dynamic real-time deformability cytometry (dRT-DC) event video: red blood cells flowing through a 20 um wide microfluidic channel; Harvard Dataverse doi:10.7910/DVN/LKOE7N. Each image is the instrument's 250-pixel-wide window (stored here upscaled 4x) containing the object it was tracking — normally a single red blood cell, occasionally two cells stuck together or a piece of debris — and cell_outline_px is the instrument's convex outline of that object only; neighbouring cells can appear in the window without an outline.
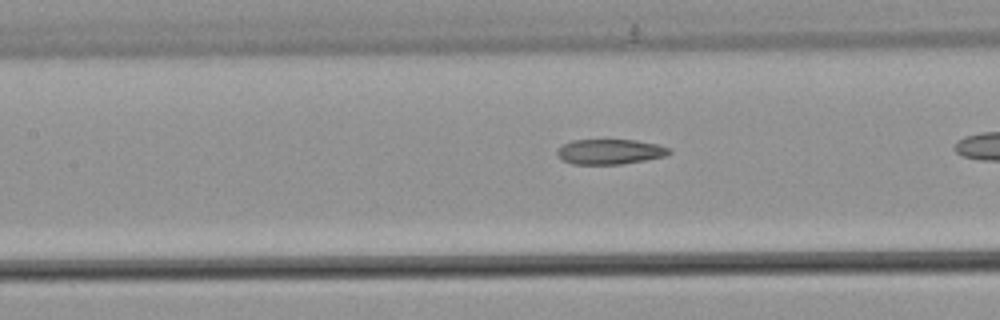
{"species": "common noctule bat (a hibernating species)", "species_latin": "Nyctalus noctula", "temperature_condition": "warm", "stored_images_in_passage": 18, "camera_frame_rate_fps": 3000, "um_per_image_px": 0.085, "animal": {"sex": "male", "body_mass_g": 21.5, "forearm_length_mm": 52.0}, "frame": {"image": 1, "passage_image": 6, "time_ms": 1.667, "image_size_px": [1000, 320], "cell_outline_px": [[672, 152], [664, 156], [644, 160], [620, 164], [572, 164], [556, 156], [556, 152], [564, 144], [572, 140], [636, 140], [656, 144], [668, 148]], "centroid_in_image_um": [51.82, 12.89], "position_along_channel_um": 155.6, "area_um2": 16.18}}